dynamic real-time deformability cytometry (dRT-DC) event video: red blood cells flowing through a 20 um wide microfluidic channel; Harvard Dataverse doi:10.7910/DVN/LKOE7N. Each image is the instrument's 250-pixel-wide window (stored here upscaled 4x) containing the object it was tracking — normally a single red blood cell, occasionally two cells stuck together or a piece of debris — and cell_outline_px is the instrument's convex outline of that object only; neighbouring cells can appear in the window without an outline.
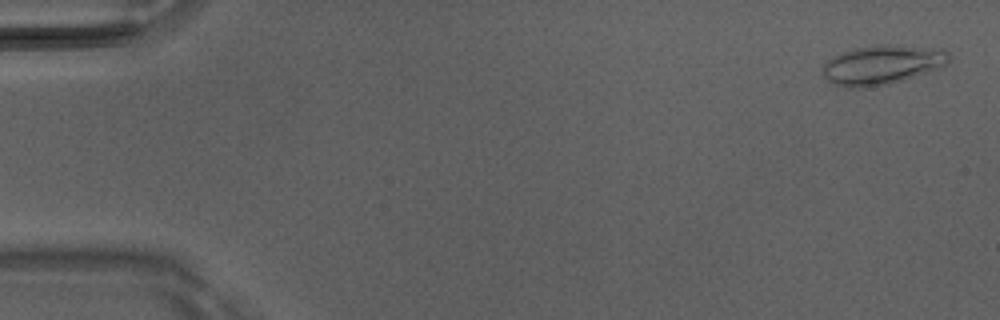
{"species": "Egyptian fruit bat (a non-hibernating species)", "species_latin": "Rousettus aegyptiacus", "temperature_condition": "room temperature", "stored_images_in_passage": 5, "camera_frame_rate_fps": 3000, "um_per_image_px": 0.085, "animal": {"sex": "male"}, "frame": {"image": 1, "passage_image": 1, "time_ms": 0.0, "image_size_px": [1000, 320], "cell_outline_px": [[952, 56], [948, 64], [888, 84], [864, 88], [844, 88], [832, 84], [824, 76], [824, 64], [828, 60], [844, 52], [856, 48], [876, 44], [944, 48]], "centroid_in_image_um": [75.0, 5.5], "position_along_channel_um": 10.0, "area_um2": 28.67}}